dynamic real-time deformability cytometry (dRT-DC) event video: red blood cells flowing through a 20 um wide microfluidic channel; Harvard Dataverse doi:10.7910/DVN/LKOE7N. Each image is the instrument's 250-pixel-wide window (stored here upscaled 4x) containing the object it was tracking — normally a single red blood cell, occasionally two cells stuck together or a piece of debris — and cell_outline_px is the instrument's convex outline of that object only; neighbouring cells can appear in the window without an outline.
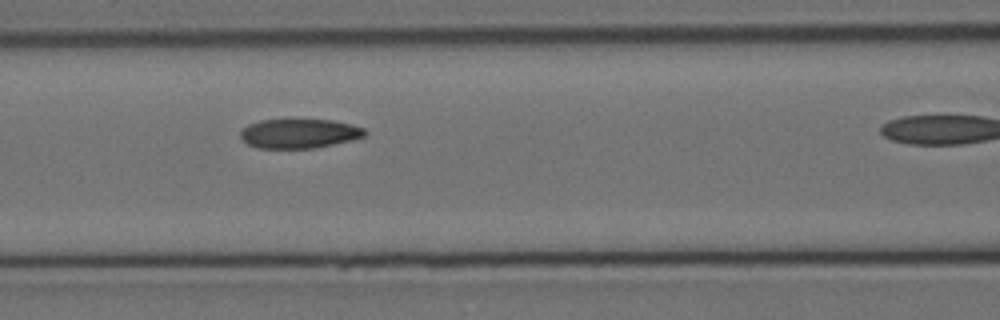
{"species": "Egyptian fruit bat (a non-hibernating species)", "species_latin": "Rousettus aegyptiacus", "temperature_condition": "cold", "stored_images_in_passage": 7, "camera_frame_rate_fps": 3000, "um_per_image_px": 0.085, "animal": {"sex": "female"}, "frame": {"image": 1, "passage_image": 6, "time_ms": 5.667, "image_size_px": [1000, 320], "cell_outline_px": [[368, 132], [364, 136], [352, 140], [312, 148], [256, 148], [248, 144], [240, 136], [240, 132], [248, 124], [260, 120], [292, 116], [332, 120], [352, 124], [364, 128]], "centroid_in_image_um": [25.42, 11.29], "position_along_channel_um": 141.2, "area_um2": 22.2}}